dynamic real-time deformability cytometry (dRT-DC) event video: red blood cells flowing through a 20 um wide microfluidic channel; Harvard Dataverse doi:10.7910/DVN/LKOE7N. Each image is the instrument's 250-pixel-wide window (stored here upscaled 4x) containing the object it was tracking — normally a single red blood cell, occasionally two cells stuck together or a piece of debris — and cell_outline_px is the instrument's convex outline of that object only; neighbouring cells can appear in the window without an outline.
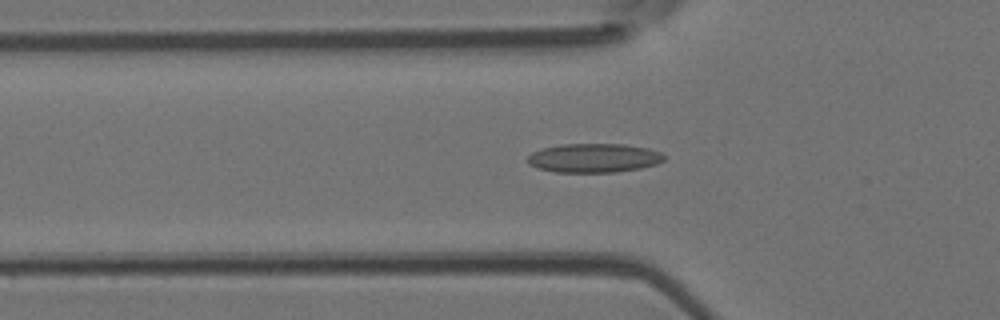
{"species": "Egyptian fruit bat (a non-hibernating species)", "species_latin": "Rousettus aegyptiacus", "temperature_condition": "room temperature", "stored_images_in_passage": 44, "camera_frame_rate_fps": 3000, "um_per_image_px": 0.085, "animal": {"sex": "female"}, "frame": {"image": 1, "passage_image": 16, "time_ms": 5.0, "image_size_px": [1000, 320], "cell_outline_px": [[664, 160], [656, 164], [640, 168], [616, 172], [556, 172], [536, 168], [528, 164], [528, 156], [532, 152], [544, 148], [564, 144], [624, 144], [648, 148], [660, 152], [664, 156]], "centroid_in_image_um": [50.47, 13.43], "position_along_channel_um": 75.3, "area_um2": 23.0}}
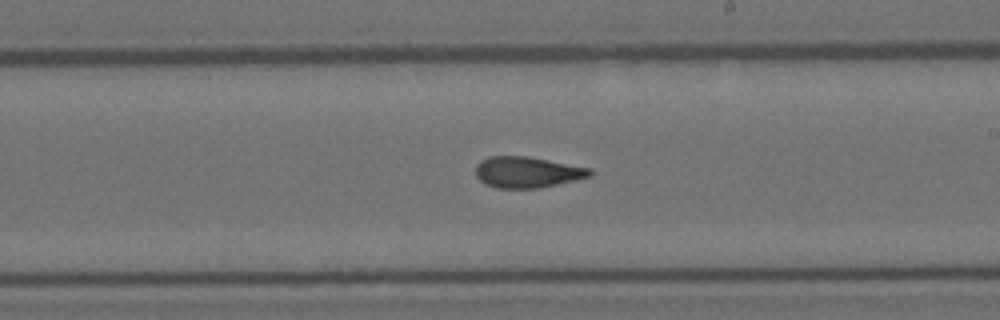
{"frame": {"image": 2, "passage_image": 28, "time_ms": 9.0, "image_size_px": [1000, 320], "cell_outline_px": [[592, 176], [540, 188], [496, 188], [484, 184], [476, 176], [476, 164], [480, 160], [488, 156], [528, 156], [592, 168]], "centroid_in_image_um": [44.8, 14.63], "position_along_channel_um": 244.2, "area_um2": 20.87}}
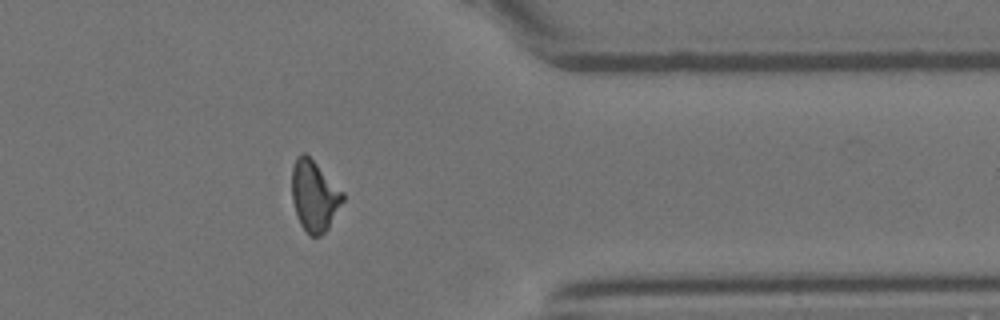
{"frame": {"image": 3, "passage_image": 39, "time_ms": 12.667, "image_size_px": [1000, 320], "cell_outline_px": [[344, 200], [328, 228], [320, 236], [308, 236], [300, 224], [296, 216], [292, 200], [292, 168], [296, 156], [300, 152], [304, 152], [344, 192]], "centroid_in_image_um": [26.7, 16.66], "position_along_channel_um": 384.7, "area_um2": 21.04}, "authors_computed_cell_mechanics": {"area_um2": 21.2126, "velocity_mm_per_s": 4.1944, "shape_relaxation_time_tau1_ms": null, "shape_relaxation_time_tau2_ms": 2.2091, "deformation_change_tau1": null, "deformation_change_tau2": 0.1081}}